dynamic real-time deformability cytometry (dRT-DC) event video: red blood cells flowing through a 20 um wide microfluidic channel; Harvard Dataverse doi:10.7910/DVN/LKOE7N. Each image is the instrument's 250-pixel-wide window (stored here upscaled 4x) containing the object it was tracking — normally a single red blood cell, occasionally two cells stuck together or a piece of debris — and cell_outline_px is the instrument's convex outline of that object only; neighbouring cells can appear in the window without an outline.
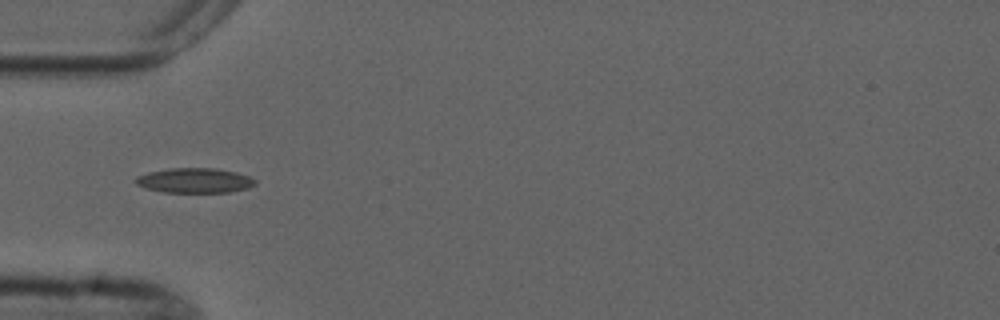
{"species": "common noctule bat (a hibernating species)", "species_latin": "Nyctalus noctula", "temperature_condition": "cold", "stored_images_in_passage": 2, "camera_frame_rate_fps": 3000, "um_per_image_px": 0.085, "animal": {"sex": "male", "forearm_length_mm": 52.5}, "frame": {"image": 1, "passage_image": 2, "time_ms": 1.333, "image_size_px": [1000, 320], "cell_outline_px": [[256, 184], [248, 188], [228, 192], [164, 192], [148, 188], [136, 184], [136, 176], [148, 172], [168, 168], [216, 168], [236, 172], [248, 176], [256, 180]], "centroid_in_image_um": [16.56, 15.33], "position_along_channel_um": 68.4, "area_um2": 17.22}}